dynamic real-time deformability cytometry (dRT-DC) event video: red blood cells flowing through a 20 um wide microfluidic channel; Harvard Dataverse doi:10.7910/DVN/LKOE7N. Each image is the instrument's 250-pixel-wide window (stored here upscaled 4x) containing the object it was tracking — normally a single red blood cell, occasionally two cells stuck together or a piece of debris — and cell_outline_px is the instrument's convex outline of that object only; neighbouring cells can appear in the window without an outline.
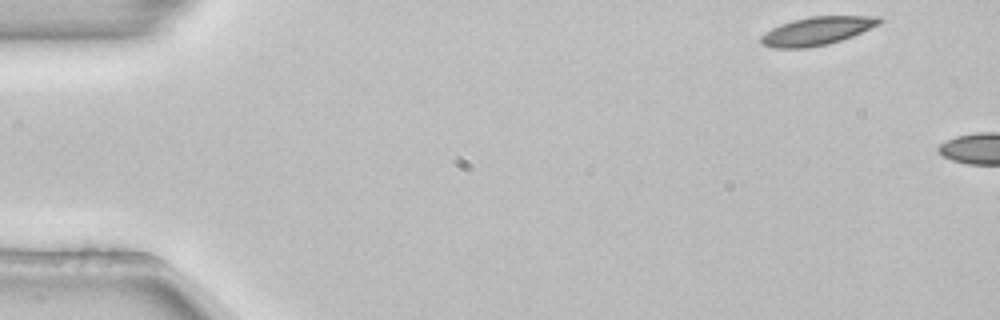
{"species": "common noctule bat (a hibernating species)", "species_latin": "Nyctalus noctula", "temperature_condition": "room temperature", "stored_images_in_passage": 2, "camera_frame_rate_fps": 3000, "um_per_image_px": 0.085, "animal": {"sex": "female", "body_mass_g": 22.7, "forearm_length_mm": 54.2}, "frame": {"image": 1, "passage_image": 1, "time_ms": 0.0, "image_size_px": [1000, 320], "cell_outline_px": [[884, 20], [880, 24], [852, 36], [828, 44], [804, 48], [772, 48], [760, 44], [760, 36], [764, 32], [780, 24], [792, 20], [812, 16], [880, 16]], "centroid_in_image_um": [69.42, 2.63], "position_along_channel_um": 15.6, "area_um2": 19.59}}